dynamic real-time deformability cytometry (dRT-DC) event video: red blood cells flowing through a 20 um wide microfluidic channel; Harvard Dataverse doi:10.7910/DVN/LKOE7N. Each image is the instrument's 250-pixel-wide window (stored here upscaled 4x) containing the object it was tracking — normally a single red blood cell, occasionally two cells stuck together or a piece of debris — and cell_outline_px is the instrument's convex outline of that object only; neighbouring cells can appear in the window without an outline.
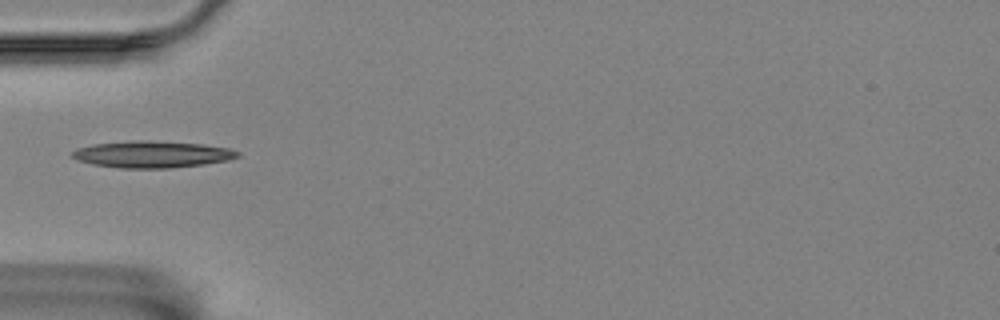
{"species": "Egyptian fruit bat (a non-hibernating species)", "species_latin": "Rousettus aegyptiacus", "temperature_condition": "room temperature", "stored_images_in_passage": 22, "camera_frame_rate_fps": 3000, "um_per_image_px": 0.085, "animal": {"sex": "female"}, "frame": {"image": 1, "passage_image": 1, "time_ms": 0.0, "image_size_px": [1000, 320], "cell_outline_px": [[240, 156], [228, 160], [204, 164], [168, 168], [120, 168], [92, 164], [76, 160], [72, 156], [72, 152], [76, 148], [92, 144], [132, 140], [148, 140], [204, 144], [228, 148], [240, 152]], "centroid_in_image_um": [12.91, 13.11], "position_along_channel_um": 72.1, "area_um2": 25.89}}
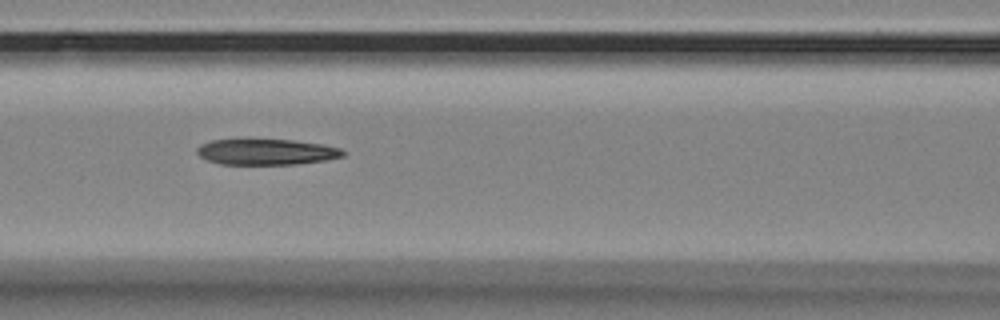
{"frame": {"image": 2, "passage_image": 7, "time_ms": 2.0, "image_size_px": [1000, 320], "cell_outline_px": [[344, 156], [324, 160], [296, 164], [220, 164], [208, 160], [200, 156], [196, 152], [196, 148], [200, 144], [212, 140], [240, 136], [252, 136], [292, 140], [320, 144], [340, 148], [344, 152]], "centroid_in_image_um": [22.53, 12.85], "position_along_channel_um": 144.1, "area_um2": 23.0}}
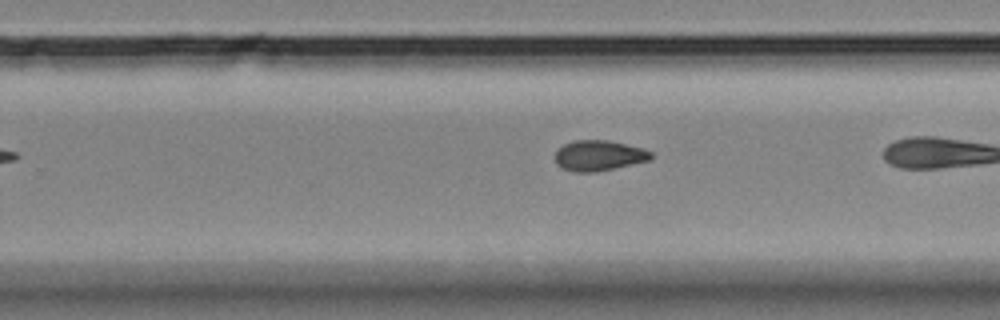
{"frame": {"image": 3, "passage_image": 16, "time_ms": 5.0, "image_size_px": [1000, 320], "cell_outline_px": [[652, 156], [648, 160], [596, 172], [576, 172], [560, 168], [556, 164], [552, 156], [556, 148], [572, 140], [608, 140], [644, 148], [652, 152]], "centroid_in_image_um": [50.81, 13.21], "position_along_channel_um": 279.0, "area_um2": 17.28}}